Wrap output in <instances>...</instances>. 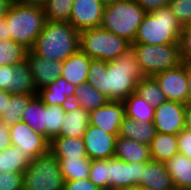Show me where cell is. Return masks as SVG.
Listing matches in <instances>:
<instances>
[{
	"label": "cell",
	"mask_w": 191,
	"mask_h": 190,
	"mask_svg": "<svg viewBox=\"0 0 191 190\" xmlns=\"http://www.w3.org/2000/svg\"><path fill=\"white\" fill-rule=\"evenodd\" d=\"M100 1L106 7L108 5H112V4H114V3L118 2V1H121V0H100Z\"/></svg>",
	"instance_id": "obj_52"
},
{
	"label": "cell",
	"mask_w": 191,
	"mask_h": 190,
	"mask_svg": "<svg viewBox=\"0 0 191 190\" xmlns=\"http://www.w3.org/2000/svg\"><path fill=\"white\" fill-rule=\"evenodd\" d=\"M105 6L100 0H74L69 23L78 31L101 26Z\"/></svg>",
	"instance_id": "obj_14"
},
{
	"label": "cell",
	"mask_w": 191,
	"mask_h": 190,
	"mask_svg": "<svg viewBox=\"0 0 191 190\" xmlns=\"http://www.w3.org/2000/svg\"><path fill=\"white\" fill-rule=\"evenodd\" d=\"M143 169L144 162L126 163L109 158V190L139 187Z\"/></svg>",
	"instance_id": "obj_11"
},
{
	"label": "cell",
	"mask_w": 191,
	"mask_h": 190,
	"mask_svg": "<svg viewBox=\"0 0 191 190\" xmlns=\"http://www.w3.org/2000/svg\"><path fill=\"white\" fill-rule=\"evenodd\" d=\"M169 7L183 26L189 23L191 20V0H170Z\"/></svg>",
	"instance_id": "obj_38"
},
{
	"label": "cell",
	"mask_w": 191,
	"mask_h": 190,
	"mask_svg": "<svg viewBox=\"0 0 191 190\" xmlns=\"http://www.w3.org/2000/svg\"><path fill=\"white\" fill-rule=\"evenodd\" d=\"M125 116L123 101L109 100L104 106L89 112V125L118 136Z\"/></svg>",
	"instance_id": "obj_15"
},
{
	"label": "cell",
	"mask_w": 191,
	"mask_h": 190,
	"mask_svg": "<svg viewBox=\"0 0 191 190\" xmlns=\"http://www.w3.org/2000/svg\"><path fill=\"white\" fill-rule=\"evenodd\" d=\"M108 101L109 99L100 93L94 86L88 82H84L75 87L72 104L82 107L87 112H91L104 106Z\"/></svg>",
	"instance_id": "obj_25"
},
{
	"label": "cell",
	"mask_w": 191,
	"mask_h": 190,
	"mask_svg": "<svg viewBox=\"0 0 191 190\" xmlns=\"http://www.w3.org/2000/svg\"><path fill=\"white\" fill-rule=\"evenodd\" d=\"M28 165L24 150L17 146H10L0 152V172L24 173Z\"/></svg>",
	"instance_id": "obj_31"
},
{
	"label": "cell",
	"mask_w": 191,
	"mask_h": 190,
	"mask_svg": "<svg viewBox=\"0 0 191 190\" xmlns=\"http://www.w3.org/2000/svg\"><path fill=\"white\" fill-rule=\"evenodd\" d=\"M28 50L12 39L0 41V66L17 65L26 60Z\"/></svg>",
	"instance_id": "obj_35"
},
{
	"label": "cell",
	"mask_w": 191,
	"mask_h": 190,
	"mask_svg": "<svg viewBox=\"0 0 191 190\" xmlns=\"http://www.w3.org/2000/svg\"><path fill=\"white\" fill-rule=\"evenodd\" d=\"M183 29L169 6L146 13L133 43L164 45L178 43Z\"/></svg>",
	"instance_id": "obj_4"
},
{
	"label": "cell",
	"mask_w": 191,
	"mask_h": 190,
	"mask_svg": "<svg viewBox=\"0 0 191 190\" xmlns=\"http://www.w3.org/2000/svg\"><path fill=\"white\" fill-rule=\"evenodd\" d=\"M37 94H11L6 100L5 112L0 116V122L7 126L21 121V116L29 101Z\"/></svg>",
	"instance_id": "obj_27"
},
{
	"label": "cell",
	"mask_w": 191,
	"mask_h": 190,
	"mask_svg": "<svg viewBox=\"0 0 191 190\" xmlns=\"http://www.w3.org/2000/svg\"><path fill=\"white\" fill-rule=\"evenodd\" d=\"M49 151L59 159L87 157L83 138L58 136L49 142Z\"/></svg>",
	"instance_id": "obj_22"
},
{
	"label": "cell",
	"mask_w": 191,
	"mask_h": 190,
	"mask_svg": "<svg viewBox=\"0 0 191 190\" xmlns=\"http://www.w3.org/2000/svg\"><path fill=\"white\" fill-rule=\"evenodd\" d=\"M5 18L10 39L30 51L46 22L43 7L14 0Z\"/></svg>",
	"instance_id": "obj_3"
},
{
	"label": "cell",
	"mask_w": 191,
	"mask_h": 190,
	"mask_svg": "<svg viewBox=\"0 0 191 190\" xmlns=\"http://www.w3.org/2000/svg\"><path fill=\"white\" fill-rule=\"evenodd\" d=\"M24 173L0 172V190H23Z\"/></svg>",
	"instance_id": "obj_39"
},
{
	"label": "cell",
	"mask_w": 191,
	"mask_h": 190,
	"mask_svg": "<svg viewBox=\"0 0 191 190\" xmlns=\"http://www.w3.org/2000/svg\"><path fill=\"white\" fill-rule=\"evenodd\" d=\"M131 48V44L101 27L80 31V50L91 59L116 60Z\"/></svg>",
	"instance_id": "obj_6"
},
{
	"label": "cell",
	"mask_w": 191,
	"mask_h": 190,
	"mask_svg": "<svg viewBox=\"0 0 191 190\" xmlns=\"http://www.w3.org/2000/svg\"><path fill=\"white\" fill-rule=\"evenodd\" d=\"M184 129L191 131V104H185L184 111Z\"/></svg>",
	"instance_id": "obj_47"
},
{
	"label": "cell",
	"mask_w": 191,
	"mask_h": 190,
	"mask_svg": "<svg viewBox=\"0 0 191 190\" xmlns=\"http://www.w3.org/2000/svg\"><path fill=\"white\" fill-rule=\"evenodd\" d=\"M167 100L186 104L188 94L187 62L177 67L159 72L153 76Z\"/></svg>",
	"instance_id": "obj_10"
},
{
	"label": "cell",
	"mask_w": 191,
	"mask_h": 190,
	"mask_svg": "<svg viewBox=\"0 0 191 190\" xmlns=\"http://www.w3.org/2000/svg\"><path fill=\"white\" fill-rule=\"evenodd\" d=\"M156 129L153 122H141L125 116L119 130L118 136L132 139L136 142L150 145L155 137Z\"/></svg>",
	"instance_id": "obj_24"
},
{
	"label": "cell",
	"mask_w": 191,
	"mask_h": 190,
	"mask_svg": "<svg viewBox=\"0 0 191 190\" xmlns=\"http://www.w3.org/2000/svg\"><path fill=\"white\" fill-rule=\"evenodd\" d=\"M10 96L8 91L0 90V116L5 112L6 100H9Z\"/></svg>",
	"instance_id": "obj_48"
},
{
	"label": "cell",
	"mask_w": 191,
	"mask_h": 190,
	"mask_svg": "<svg viewBox=\"0 0 191 190\" xmlns=\"http://www.w3.org/2000/svg\"><path fill=\"white\" fill-rule=\"evenodd\" d=\"M58 162L65 181L89 179L91 159L88 157L59 159Z\"/></svg>",
	"instance_id": "obj_30"
},
{
	"label": "cell",
	"mask_w": 191,
	"mask_h": 190,
	"mask_svg": "<svg viewBox=\"0 0 191 190\" xmlns=\"http://www.w3.org/2000/svg\"><path fill=\"white\" fill-rule=\"evenodd\" d=\"M10 40V34L8 33V24L5 16L0 18V41Z\"/></svg>",
	"instance_id": "obj_46"
},
{
	"label": "cell",
	"mask_w": 191,
	"mask_h": 190,
	"mask_svg": "<svg viewBox=\"0 0 191 190\" xmlns=\"http://www.w3.org/2000/svg\"><path fill=\"white\" fill-rule=\"evenodd\" d=\"M149 149L151 159L165 163L179 152L178 137L173 134L156 132Z\"/></svg>",
	"instance_id": "obj_26"
},
{
	"label": "cell",
	"mask_w": 191,
	"mask_h": 190,
	"mask_svg": "<svg viewBox=\"0 0 191 190\" xmlns=\"http://www.w3.org/2000/svg\"><path fill=\"white\" fill-rule=\"evenodd\" d=\"M166 163L176 190H191V159L177 153Z\"/></svg>",
	"instance_id": "obj_23"
},
{
	"label": "cell",
	"mask_w": 191,
	"mask_h": 190,
	"mask_svg": "<svg viewBox=\"0 0 191 190\" xmlns=\"http://www.w3.org/2000/svg\"><path fill=\"white\" fill-rule=\"evenodd\" d=\"M15 65L0 66V90L8 91L11 94L13 87Z\"/></svg>",
	"instance_id": "obj_41"
},
{
	"label": "cell",
	"mask_w": 191,
	"mask_h": 190,
	"mask_svg": "<svg viewBox=\"0 0 191 190\" xmlns=\"http://www.w3.org/2000/svg\"><path fill=\"white\" fill-rule=\"evenodd\" d=\"M185 104L166 100L154 112L156 132L178 135L184 129Z\"/></svg>",
	"instance_id": "obj_12"
},
{
	"label": "cell",
	"mask_w": 191,
	"mask_h": 190,
	"mask_svg": "<svg viewBox=\"0 0 191 190\" xmlns=\"http://www.w3.org/2000/svg\"><path fill=\"white\" fill-rule=\"evenodd\" d=\"M12 146L24 150L25 160L30 164L36 157L49 151V141L42 134L35 132L25 122L19 121L9 127Z\"/></svg>",
	"instance_id": "obj_9"
},
{
	"label": "cell",
	"mask_w": 191,
	"mask_h": 190,
	"mask_svg": "<svg viewBox=\"0 0 191 190\" xmlns=\"http://www.w3.org/2000/svg\"><path fill=\"white\" fill-rule=\"evenodd\" d=\"M14 0H0V18L4 17Z\"/></svg>",
	"instance_id": "obj_49"
},
{
	"label": "cell",
	"mask_w": 191,
	"mask_h": 190,
	"mask_svg": "<svg viewBox=\"0 0 191 190\" xmlns=\"http://www.w3.org/2000/svg\"><path fill=\"white\" fill-rule=\"evenodd\" d=\"M139 186L153 188L154 190H176L167 171L166 163L153 159L144 162Z\"/></svg>",
	"instance_id": "obj_17"
},
{
	"label": "cell",
	"mask_w": 191,
	"mask_h": 190,
	"mask_svg": "<svg viewBox=\"0 0 191 190\" xmlns=\"http://www.w3.org/2000/svg\"><path fill=\"white\" fill-rule=\"evenodd\" d=\"M186 26L191 27V20L189 21V23Z\"/></svg>",
	"instance_id": "obj_56"
},
{
	"label": "cell",
	"mask_w": 191,
	"mask_h": 190,
	"mask_svg": "<svg viewBox=\"0 0 191 190\" xmlns=\"http://www.w3.org/2000/svg\"><path fill=\"white\" fill-rule=\"evenodd\" d=\"M89 126V112L76 105L66 107V115L60 129V136L69 138L83 137Z\"/></svg>",
	"instance_id": "obj_20"
},
{
	"label": "cell",
	"mask_w": 191,
	"mask_h": 190,
	"mask_svg": "<svg viewBox=\"0 0 191 190\" xmlns=\"http://www.w3.org/2000/svg\"><path fill=\"white\" fill-rule=\"evenodd\" d=\"M137 190H154V189L149 187L139 186L137 187Z\"/></svg>",
	"instance_id": "obj_53"
},
{
	"label": "cell",
	"mask_w": 191,
	"mask_h": 190,
	"mask_svg": "<svg viewBox=\"0 0 191 190\" xmlns=\"http://www.w3.org/2000/svg\"><path fill=\"white\" fill-rule=\"evenodd\" d=\"M63 190H101L89 179L65 181Z\"/></svg>",
	"instance_id": "obj_43"
},
{
	"label": "cell",
	"mask_w": 191,
	"mask_h": 190,
	"mask_svg": "<svg viewBox=\"0 0 191 190\" xmlns=\"http://www.w3.org/2000/svg\"><path fill=\"white\" fill-rule=\"evenodd\" d=\"M80 50V31L69 22L47 21L30 50L53 61H65Z\"/></svg>",
	"instance_id": "obj_2"
},
{
	"label": "cell",
	"mask_w": 191,
	"mask_h": 190,
	"mask_svg": "<svg viewBox=\"0 0 191 190\" xmlns=\"http://www.w3.org/2000/svg\"><path fill=\"white\" fill-rule=\"evenodd\" d=\"M186 62L191 66V57Z\"/></svg>",
	"instance_id": "obj_55"
},
{
	"label": "cell",
	"mask_w": 191,
	"mask_h": 190,
	"mask_svg": "<svg viewBox=\"0 0 191 190\" xmlns=\"http://www.w3.org/2000/svg\"><path fill=\"white\" fill-rule=\"evenodd\" d=\"M64 183L58 159L48 151L28 165L24 172L23 190H63Z\"/></svg>",
	"instance_id": "obj_8"
},
{
	"label": "cell",
	"mask_w": 191,
	"mask_h": 190,
	"mask_svg": "<svg viewBox=\"0 0 191 190\" xmlns=\"http://www.w3.org/2000/svg\"><path fill=\"white\" fill-rule=\"evenodd\" d=\"M75 87L64 78L59 77L47 87L38 90L37 95L46 105L67 107L72 104Z\"/></svg>",
	"instance_id": "obj_18"
},
{
	"label": "cell",
	"mask_w": 191,
	"mask_h": 190,
	"mask_svg": "<svg viewBox=\"0 0 191 190\" xmlns=\"http://www.w3.org/2000/svg\"><path fill=\"white\" fill-rule=\"evenodd\" d=\"M66 115V107L45 104V138L50 142L60 136L62 122Z\"/></svg>",
	"instance_id": "obj_34"
},
{
	"label": "cell",
	"mask_w": 191,
	"mask_h": 190,
	"mask_svg": "<svg viewBox=\"0 0 191 190\" xmlns=\"http://www.w3.org/2000/svg\"><path fill=\"white\" fill-rule=\"evenodd\" d=\"M135 93L144 98L152 107H159L167 99L153 76H146L136 84Z\"/></svg>",
	"instance_id": "obj_32"
},
{
	"label": "cell",
	"mask_w": 191,
	"mask_h": 190,
	"mask_svg": "<svg viewBox=\"0 0 191 190\" xmlns=\"http://www.w3.org/2000/svg\"><path fill=\"white\" fill-rule=\"evenodd\" d=\"M74 0H49L43 7L47 21L69 22Z\"/></svg>",
	"instance_id": "obj_36"
},
{
	"label": "cell",
	"mask_w": 191,
	"mask_h": 190,
	"mask_svg": "<svg viewBox=\"0 0 191 190\" xmlns=\"http://www.w3.org/2000/svg\"><path fill=\"white\" fill-rule=\"evenodd\" d=\"M145 14L136 0H121L104 8L100 27L132 44Z\"/></svg>",
	"instance_id": "obj_5"
},
{
	"label": "cell",
	"mask_w": 191,
	"mask_h": 190,
	"mask_svg": "<svg viewBox=\"0 0 191 190\" xmlns=\"http://www.w3.org/2000/svg\"><path fill=\"white\" fill-rule=\"evenodd\" d=\"M87 157L91 160L114 157L117 136L89 125L83 135Z\"/></svg>",
	"instance_id": "obj_13"
},
{
	"label": "cell",
	"mask_w": 191,
	"mask_h": 190,
	"mask_svg": "<svg viewBox=\"0 0 191 190\" xmlns=\"http://www.w3.org/2000/svg\"><path fill=\"white\" fill-rule=\"evenodd\" d=\"M22 4L44 7L49 0H16Z\"/></svg>",
	"instance_id": "obj_50"
},
{
	"label": "cell",
	"mask_w": 191,
	"mask_h": 190,
	"mask_svg": "<svg viewBox=\"0 0 191 190\" xmlns=\"http://www.w3.org/2000/svg\"><path fill=\"white\" fill-rule=\"evenodd\" d=\"M178 44L182 60L187 61L191 57V27L183 26Z\"/></svg>",
	"instance_id": "obj_40"
},
{
	"label": "cell",
	"mask_w": 191,
	"mask_h": 190,
	"mask_svg": "<svg viewBox=\"0 0 191 190\" xmlns=\"http://www.w3.org/2000/svg\"><path fill=\"white\" fill-rule=\"evenodd\" d=\"M117 190H137V187H134V188H125V189H117Z\"/></svg>",
	"instance_id": "obj_54"
},
{
	"label": "cell",
	"mask_w": 191,
	"mask_h": 190,
	"mask_svg": "<svg viewBox=\"0 0 191 190\" xmlns=\"http://www.w3.org/2000/svg\"><path fill=\"white\" fill-rule=\"evenodd\" d=\"M12 146L10 139L9 126L0 122V152Z\"/></svg>",
	"instance_id": "obj_45"
},
{
	"label": "cell",
	"mask_w": 191,
	"mask_h": 190,
	"mask_svg": "<svg viewBox=\"0 0 191 190\" xmlns=\"http://www.w3.org/2000/svg\"><path fill=\"white\" fill-rule=\"evenodd\" d=\"M177 137L179 153L191 159V131L183 129Z\"/></svg>",
	"instance_id": "obj_42"
},
{
	"label": "cell",
	"mask_w": 191,
	"mask_h": 190,
	"mask_svg": "<svg viewBox=\"0 0 191 190\" xmlns=\"http://www.w3.org/2000/svg\"><path fill=\"white\" fill-rule=\"evenodd\" d=\"M11 94H37L30 65L26 60L15 65Z\"/></svg>",
	"instance_id": "obj_33"
},
{
	"label": "cell",
	"mask_w": 191,
	"mask_h": 190,
	"mask_svg": "<svg viewBox=\"0 0 191 190\" xmlns=\"http://www.w3.org/2000/svg\"><path fill=\"white\" fill-rule=\"evenodd\" d=\"M90 62L91 58L79 50L63 61L61 77L74 86L87 82Z\"/></svg>",
	"instance_id": "obj_19"
},
{
	"label": "cell",
	"mask_w": 191,
	"mask_h": 190,
	"mask_svg": "<svg viewBox=\"0 0 191 190\" xmlns=\"http://www.w3.org/2000/svg\"><path fill=\"white\" fill-rule=\"evenodd\" d=\"M114 157L126 163L148 162L151 159L149 145L121 136L116 138Z\"/></svg>",
	"instance_id": "obj_21"
},
{
	"label": "cell",
	"mask_w": 191,
	"mask_h": 190,
	"mask_svg": "<svg viewBox=\"0 0 191 190\" xmlns=\"http://www.w3.org/2000/svg\"><path fill=\"white\" fill-rule=\"evenodd\" d=\"M146 13L169 6L170 0H136Z\"/></svg>",
	"instance_id": "obj_44"
},
{
	"label": "cell",
	"mask_w": 191,
	"mask_h": 190,
	"mask_svg": "<svg viewBox=\"0 0 191 190\" xmlns=\"http://www.w3.org/2000/svg\"><path fill=\"white\" fill-rule=\"evenodd\" d=\"M89 180L101 190H109V159L91 160Z\"/></svg>",
	"instance_id": "obj_37"
},
{
	"label": "cell",
	"mask_w": 191,
	"mask_h": 190,
	"mask_svg": "<svg viewBox=\"0 0 191 190\" xmlns=\"http://www.w3.org/2000/svg\"><path fill=\"white\" fill-rule=\"evenodd\" d=\"M131 48L145 76H154L183 63L178 43L164 45L132 43Z\"/></svg>",
	"instance_id": "obj_7"
},
{
	"label": "cell",
	"mask_w": 191,
	"mask_h": 190,
	"mask_svg": "<svg viewBox=\"0 0 191 190\" xmlns=\"http://www.w3.org/2000/svg\"><path fill=\"white\" fill-rule=\"evenodd\" d=\"M127 117L140 120L141 122H153L155 108L135 92L123 101Z\"/></svg>",
	"instance_id": "obj_28"
},
{
	"label": "cell",
	"mask_w": 191,
	"mask_h": 190,
	"mask_svg": "<svg viewBox=\"0 0 191 190\" xmlns=\"http://www.w3.org/2000/svg\"><path fill=\"white\" fill-rule=\"evenodd\" d=\"M21 121L29 125L35 132L45 136V104L35 95L22 113Z\"/></svg>",
	"instance_id": "obj_29"
},
{
	"label": "cell",
	"mask_w": 191,
	"mask_h": 190,
	"mask_svg": "<svg viewBox=\"0 0 191 190\" xmlns=\"http://www.w3.org/2000/svg\"><path fill=\"white\" fill-rule=\"evenodd\" d=\"M145 77L130 48L116 60L91 59L87 82L109 100L124 101L135 92L137 82Z\"/></svg>",
	"instance_id": "obj_1"
},
{
	"label": "cell",
	"mask_w": 191,
	"mask_h": 190,
	"mask_svg": "<svg viewBox=\"0 0 191 190\" xmlns=\"http://www.w3.org/2000/svg\"><path fill=\"white\" fill-rule=\"evenodd\" d=\"M188 94L186 103L191 104V66L187 63Z\"/></svg>",
	"instance_id": "obj_51"
},
{
	"label": "cell",
	"mask_w": 191,
	"mask_h": 190,
	"mask_svg": "<svg viewBox=\"0 0 191 190\" xmlns=\"http://www.w3.org/2000/svg\"><path fill=\"white\" fill-rule=\"evenodd\" d=\"M26 61L30 65L36 90L47 87L52 82L61 77L62 64L61 61H53L44 59L34 55L31 51L26 54Z\"/></svg>",
	"instance_id": "obj_16"
}]
</instances>
